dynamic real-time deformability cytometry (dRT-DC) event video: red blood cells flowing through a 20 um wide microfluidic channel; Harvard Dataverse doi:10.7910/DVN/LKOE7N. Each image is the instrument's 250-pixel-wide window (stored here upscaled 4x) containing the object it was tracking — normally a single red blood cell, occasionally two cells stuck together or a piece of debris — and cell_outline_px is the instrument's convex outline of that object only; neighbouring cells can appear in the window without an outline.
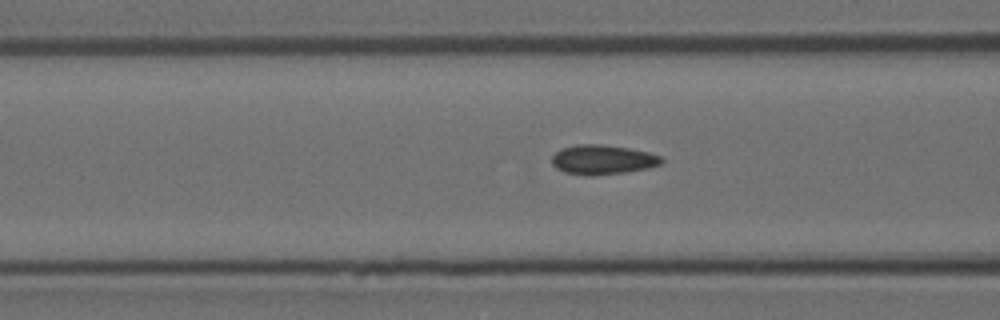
{"species": "Egyptian fruit bat (a non-hibernating species)", "species_latin": "Rousettus aegyptiacus", "temperature_condition": "room temperature", "stored_images_in_passage": 27, "camera_frame_rate_fps": 3000, "um_per_image_px": 0.085, "animal": {"sex": "female"}, "frame": {"image": 1, "passage_image": 6, "time_ms": 1.667, "image_size_px": [1000, 320], "cell_outline_px": [[664, 160], [660, 164], [648, 168], [624, 172], [592, 176], [564, 172], [556, 168], [552, 164], [552, 156], [560, 148], [576, 144], [600, 144], [628, 148], [648, 152], [660, 156]], "centroid_in_image_um": [51.19, 13.56], "position_along_channel_um": 115.4, "area_um2": 18.84}}
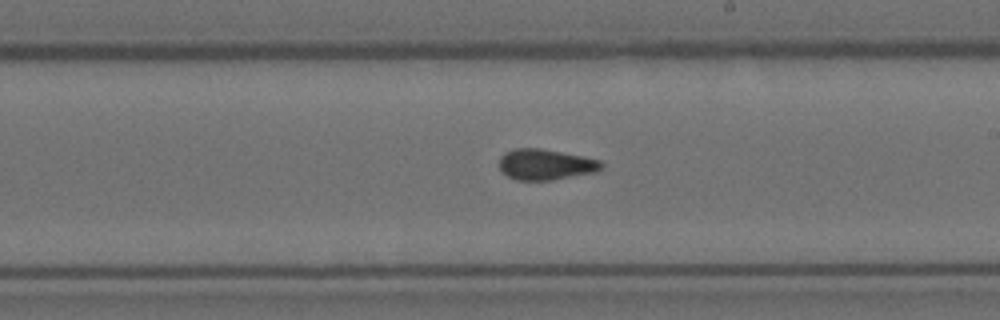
{"frame": {"image": 2, "passage_image": 16, "time_ms": 5.0, "image_size_px": [1000, 320], "cell_outline_px": [[604, 168], [596, 172], [552, 180], [516, 180], [508, 176], [500, 168], [500, 156], [504, 152], [516, 148], [540, 148], [600, 160], [604, 164]], "centroid_in_image_um": [46.39, 13.98], "position_along_channel_um": 242.6, "area_um2": 18.26}}
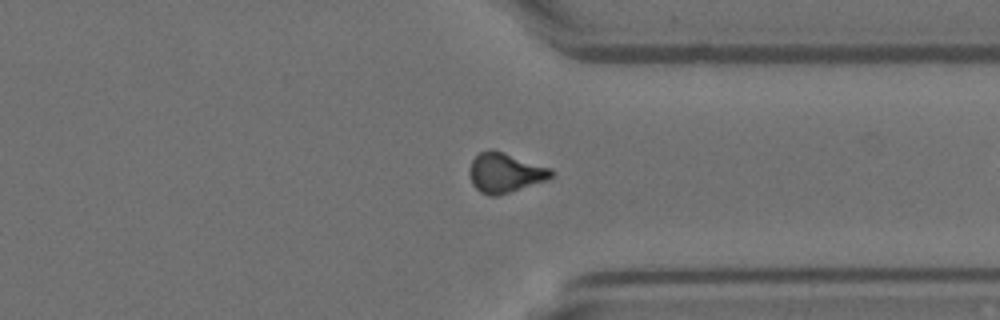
{"frame": {"image": 3, "passage_image": 26, "time_ms": 8.333, "image_size_px": [1000, 320], "cell_outline_px": [[552, 176], [548, 180], [496, 196], [488, 196], [480, 192], [472, 184], [468, 172], [472, 160], [480, 152], [492, 148], [548, 168], [552, 172]], "centroid_in_image_um": [42.87, 14.69], "position_along_channel_um": 368.5, "area_um2": 18.67}}